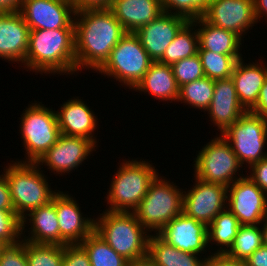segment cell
Returning <instances> with one entry per match:
<instances>
[{
	"label": "cell",
	"mask_w": 267,
	"mask_h": 266,
	"mask_svg": "<svg viewBox=\"0 0 267 266\" xmlns=\"http://www.w3.org/2000/svg\"><path fill=\"white\" fill-rule=\"evenodd\" d=\"M126 34V30L109 8L76 11V74H79V71L81 73L84 68L96 73L108 60L111 50Z\"/></svg>",
	"instance_id": "obj_1"
},
{
	"label": "cell",
	"mask_w": 267,
	"mask_h": 266,
	"mask_svg": "<svg viewBox=\"0 0 267 266\" xmlns=\"http://www.w3.org/2000/svg\"><path fill=\"white\" fill-rule=\"evenodd\" d=\"M23 67L26 71L35 72V75H75L74 28L30 30Z\"/></svg>",
	"instance_id": "obj_2"
},
{
	"label": "cell",
	"mask_w": 267,
	"mask_h": 266,
	"mask_svg": "<svg viewBox=\"0 0 267 266\" xmlns=\"http://www.w3.org/2000/svg\"><path fill=\"white\" fill-rule=\"evenodd\" d=\"M123 159L111 178L107 192L106 211L133 212L147 194L149 185L159 174L152 161Z\"/></svg>",
	"instance_id": "obj_3"
},
{
	"label": "cell",
	"mask_w": 267,
	"mask_h": 266,
	"mask_svg": "<svg viewBox=\"0 0 267 266\" xmlns=\"http://www.w3.org/2000/svg\"><path fill=\"white\" fill-rule=\"evenodd\" d=\"M95 217L94 231L126 260L144 257L148 253L150 233L133 212L103 210Z\"/></svg>",
	"instance_id": "obj_4"
},
{
	"label": "cell",
	"mask_w": 267,
	"mask_h": 266,
	"mask_svg": "<svg viewBox=\"0 0 267 266\" xmlns=\"http://www.w3.org/2000/svg\"><path fill=\"white\" fill-rule=\"evenodd\" d=\"M43 171L35 163L17 161H10L3 169L14 210L21 219L31 210L48 205L59 191L51 189Z\"/></svg>",
	"instance_id": "obj_5"
},
{
	"label": "cell",
	"mask_w": 267,
	"mask_h": 266,
	"mask_svg": "<svg viewBox=\"0 0 267 266\" xmlns=\"http://www.w3.org/2000/svg\"><path fill=\"white\" fill-rule=\"evenodd\" d=\"M164 177L161 174L156 176L149 185L147 194L133 211L150 234H157L182 213L184 189Z\"/></svg>",
	"instance_id": "obj_6"
},
{
	"label": "cell",
	"mask_w": 267,
	"mask_h": 266,
	"mask_svg": "<svg viewBox=\"0 0 267 266\" xmlns=\"http://www.w3.org/2000/svg\"><path fill=\"white\" fill-rule=\"evenodd\" d=\"M25 110V111H24ZM21 140L25 147V158L16 159L17 162L35 163L58 140L60 129L57 122L55 109H50L42 102L28 104L20 115Z\"/></svg>",
	"instance_id": "obj_7"
},
{
	"label": "cell",
	"mask_w": 267,
	"mask_h": 266,
	"mask_svg": "<svg viewBox=\"0 0 267 266\" xmlns=\"http://www.w3.org/2000/svg\"><path fill=\"white\" fill-rule=\"evenodd\" d=\"M150 58L135 33H127L111 50L108 60L96 72L134 89L151 66Z\"/></svg>",
	"instance_id": "obj_8"
},
{
	"label": "cell",
	"mask_w": 267,
	"mask_h": 266,
	"mask_svg": "<svg viewBox=\"0 0 267 266\" xmlns=\"http://www.w3.org/2000/svg\"><path fill=\"white\" fill-rule=\"evenodd\" d=\"M216 135L196 153L192 175L203 181L228 187L245 176L244 166L240 164L229 143L220 134Z\"/></svg>",
	"instance_id": "obj_9"
},
{
	"label": "cell",
	"mask_w": 267,
	"mask_h": 266,
	"mask_svg": "<svg viewBox=\"0 0 267 266\" xmlns=\"http://www.w3.org/2000/svg\"><path fill=\"white\" fill-rule=\"evenodd\" d=\"M221 136L232 147L240 164H245L244 169L267 157V120L262 116L246 111Z\"/></svg>",
	"instance_id": "obj_10"
},
{
	"label": "cell",
	"mask_w": 267,
	"mask_h": 266,
	"mask_svg": "<svg viewBox=\"0 0 267 266\" xmlns=\"http://www.w3.org/2000/svg\"><path fill=\"white\" fill-rule=\"evenodd\" d=\"M97 148V145L87 138L60 134L57 142L35 164L41 167L40 169L43 166L48 167L51 173L54 172L53 175L58 174L59 177L67 173L69 175L80 165L82 166V163H85V160L90 158L89 155L91 156Z\"/></svg>",
	"instance_id": "obj_11"
},
{
	"label": "cell",
	"mask_w": 267,
	"mask_h": 266,
	"mask_svg": "<svg viewBox=\"0 0 267 266\" xmlns=\"http://www.w3.org/2000/svg\"><path fill=\"white\" fill-rule=\"evenodd\" d=\"M194 185L183 191L182 212L208 226L214 218L227 208L225 185L209 183L193 175Z\"/></svg>",
	"instance_id": "obj_12"
},
{
	"label": "cell",
	"mask_w": 267,
	"mask_h": 266,
	"mask_svg": "<svg viewBox=\"0 0 267 266\" xmlns=\"http://www.w3.org/2000/svg\"><path fill=\"white\" fill-rule=\"evenodd\" d=\"M227 209L240 225L261 224L267 216V194L245 175L228 186Z\"/></svg>",
	"instance_id": "obj_13"
},
{
	"label": "cell",
	"mask_w": 267,
	"mask_h": 266,
	"mask_svg": "<svg viewBox=\"0 0 267 266\" xmlns=\"http://www.w3.org/2000/svg\"><path fill=\"white\" fill-rule=\"evenodd\" d=\"M19 12L30 30L74 28L76 11L70 0H23Z\"/></svg>",
	"instance_id": "obj_14"
},
{
	"label": "cell",
	"mask_w": 267,
	"mask_h": 266,
	"mask_svg": "<svg viewBox=\"0 0 267 266\" xmlns=\"http://www.w3.org/2000/svg\"><path fill=\"white\" fill-rule=\"evenodd\" d=\"M68 193L59 190L51 201L55 205L61 246L80 244L95 228V217L84 215L75 196Z\"/></svg>",
	"instance_id": "obj_15"
},
{
	"label": "cell",
	"mask_w": 267,
	"mask_h": 266,
	"mask_svg": "<svg viewBox=\"0 0 267 266\" xmlns=\"http://www.w3.org/2000/svg\"><path fill=\"white\" fill-rule=\"evenodd\" d=\"M203 18L216 27L234 32L243 40L249 29L257 24L253 0H211Z\"/></svg>",
	"instance_id": "obj_16"
},
{
	"label": "cell",
	"mask_w": 267,
	"mask_h": 266,
	"mask_svg": "<svg viewBox=\"0 0 267 266\" xmlns=\"http://www.w3.org/2000/svg\"><path fill=\"white\" fill-rule=\"evenodd\" d=\"M207 232L205 224L182 212L157 234L181 251L203 255L209 250Z\"/></svg>",
	"instance_id": "obj_17"
},
{
	"label": "cell",
	"mask_w": 267,
	"mask_h": 266,
	"mask_svg": "<svg viewBox=\"0 0 267 266\" xmlns=\"http://www.w3.org/2000/svg\"><path fill=\"white\" fill-rule=\"evenodd\" d=\"M189 20L183 16L163 12L156 19L135 32L153 61H159L180 29Z\"/></svg>",
	"instance_id": "obj_18"
},
{
	"label": "cell",
	"mask_w": 267,
	"mask_h": 266,
	"mask_svg": "<svg viewBox=\"0 0 267 266\" xmlns=\"http://www.w3.org/2000/svg\"><path fill=\"white\" fill-rule=\"evenodd\" d=\"M85 102L79 96H75L62 103L57 111L55 110L60 133L87 138L98 146L95 134L99 128L98 116Z\"/></svg>",
	"instance_id": "obj_19"
},
{
	"label": "cell",
	"mask_w": 267,
	"mask_h": 266,
	"mask_svg": "<svg viewBox=\"0 0 267 266\" xmlns=\"http://www.w3.org/2000/svg\"><path fill=\"white\" fill-rule=\"evenodd\" d=\"M30 28L21 13H0V58L23 65L29 45Z\"/></svg>",
	"instance_id": "obj_20"
},
{
	"label": "cell",
	"mask_w": 267,
	"mask_h": 266,
	"mask_svg": "<svg viewBox=\"0 0 267 266\" xmlns=\"http://www.w3.org/2000/svg\"><path fill=\"white\" fill-rule=\"evenodd\" d=\"M206 112L220 135L246 112L231 77L215 80L214 95Z\"/></svg>",
	"instance_id": "obj_21"
},
{
	"label": "cell",
	"mask_w": 267,
	"mask_h": 266,
	"mask_svg": "<svg viewBox=\"0 0 267 266\" xmlns=\"http://www.w3.org/2000/svg\"><path fill=\"white\" fill-rule=\"evenodd\" d=\"M243 59L242 57L236 62L231 78L240 104L246 111H250L256 105L267 77V63L262 61L263 57L248 64Z\"/></svg>",
	"instance_id": "obj_22"
},
{
	"label": "cell",
	"mask_w": 267,
	"mask_h": 266,
	"mask_svg": "<svg viewBox=\"0 0 267 266\" xmlns=\"http://www.w3.org/2000/svg\"><path fill=\"white\" fill-rule=\"evenodd\" d=\"M22 239L36 244L60 245V231L55 205H48L31 210L22 219ZM29 220V221H28ZM30 225L29 228L27 225ZM27 232H26V231ZM28 233L27 235L25 234ZM25 234V236H24Z\"/></svg>",
	"instance_id": "obj_23"
},
{
	"label": "cell",
	"mask_w": 267,
	"mask_h": 266,
	"mask_svg": "<svg viewBox=\"0 0 267 266\" xmlns=\"http://www.w3.org/2000/svg\"><path fill=\"white\" fill-rule=\"evenodd\" d=\"M109 9L127 33H135L163 13L161 0H112Z\"/></svg>",
	"instance_id": "obj_24"
},
{
	"label": "cell",
	"mask_w": 267,
	"mask_h": 266,
	"mask_svg": "<svg viewBox=\"0 0 267 266\" xmlns=\"http://www.w3.org/2000/svg\"><path fill=\"white\" fill-rule=\"evenodd\" d=\"M133 91L152 95V98L167 103L177 102L179 99V87L171 65L159 61L152 62Z\"/></svg>",
	"instance_id": "obj_25"
},
{
	"label": "cell",
	"mask_w": 267,
	"mask_h": 266,
	"mask_svg": "<svg viewBox=\"0 0 267 266\" xmlns=\"http://www.w3.org/2000/svg\"><path fill=\"white\" fill-rule=\"evenodd\" d=\"M198 32V50H208L213 53L225 55H242V38L223 28L216 27L208 23L203 17L191 20Z\"/></svg>",
	"instance_id": "obj_26"
},
{
	"label": "cell",
	"mask_w": 267,
	"mask_h": 266,
	"mask_svg": "<svg viewBox=\"0 0 267 266\" xmlns=\"http://www.w3.org/2000/svg\"><path fill=\"white\" fill-rule=\"evenodd\" d=\"M184 252L172 246L158 234H151L147 255L157 266H204L209 256Z\"/></svg>",
	"instance_id": "obj_27"
},
{
	"label": "cell",
	"mask_w": 267,
	"mask_h": 266,
	"mask_svg": "<svg viewBox=\"0 0 267 266\" xmlns=\"http://www.w3.org/2000/svg\"><path fill=\"white\" fill-rule=\"evenodd\" d=\"M240 223L234 214L225 209L221 211L214 220L207 226L208 247L211 254H225L232 246L237 235ZM211 244V245H210ZM218 249H213L212 245ZM214 250V251H212ZM212 251V252H211Z\"/></svg>",
	"instance_id": "obj_28"
},
{
	"label": "cell",
	"mask_w": 267,
	"mask_h": 266,
	"mask_svg": "<svg viewBox=\"0 0 267 266\" xmlns=\"http://www.w3.org/2000/svg\"><path fill=\"white\" fill-rule=\"evenodd\" d=\"M199 36L192 21H188L177 33L159 62L172 65L187 57L198 54Z\"/></svg>",
	"instance_id": "obj_29"
},
{
	"label": "cell",
	"mask_w": 267,
	"mask_h": 266,
	"mask_svg": "<svg viewBox=\"0 0 267 266\" xmlns=\"http://www.w3.org/2000/svg\"><path fill=\"white\" fill-rule=\"evenodd\" d=\"M214 83L215 80L203 77L181 86L177 103L187 104L188 107L205 113L210 107L214 95Z\"/></svg>",
	"instance_id": "obj_30"
},
{
	"label": "cell",
	"mask_w": 267,
	"mask_h": 266,
	"mask_svg": "<svg viewBox=\"0 0 267 266\" xmlns=\"http://www.w3.org/2000/svg\"><path fill=\"white\" fill-rule=\"evenodd\" d=\"M262 245L263 233L260 224L240 225L232 246L225 255L235 260L245 261Z\"/></svg>",
	"instance_id": "obj_31"
},
{
	"label": "cell",
	"mask_w": 267,
	"mask_h": 266,
	"mask_svg": "<svg viewBox=\"0 0 267 266\" xmlns=\"http://www.w3.org/2000/svg\"><path fill=\"white\" fill-rule=\"evenodd\" d=\"M80 245L87 252L91 266H126L128 261L116 253L95 231Z\"/></svg>",
	"instance_id": "obj_32"
},
{
	"label": "cell",
	"mask_w": 267,
	"mask_h": 266,
	"mask_svg": "<svg viewBox=\"0 0 267 266\" xmlns=\"http://www.w3.org/2000/svg\"><path fill=\"white\" fill-rule=\"evenodd\" d=\"M205 77L213 80L230 78L236 62L242 55H225L208 50H198Z\"/></svg>",
	"instance_id": "obj_33"
},
{
	"label": "cell",
	"mask_w": 267,
	"mask_h": 266,
	"mask_svg": "<svg viewBox=\"0 0 267 266\" xmlns=\"http://www.w3.org/2000/svg\"><path fill=\"white\" fill-rule=\"evenodd\" d=\"M28 266H62L64 246L26 242Z\"/></svg>",
	"instance_id": "obj_34"
},
{
	"label": "cell",
	"mask_w": 267,
	"mask_h": 266,
	"mask_svg": "<svg viewBox=\"0 0 267 266\" xmlns=\"http://www.w3.org/2000/svg\"><path fill=\"white\" fill-rule=\"evenodd\" d=\"M211 0H161L163 12L183 16L189 21L203 17Z\"/></svg>",
	"instance_id": "obj_35"
},
{
	"label": "cell",
	"mask_w": 267,
	"mask_h": 266,
	"mask_svg": "<svg viewBox=\"0 0 267 266\" xmlns=\"http://www.w3.org/2000/svg\"><path fill=\"white\" fill-rule=\"evenodd\" d=\"M171 67L179 88L187 83L205 77L198 54L175 62Z\"/></svg>",
	"instance_id": "obj_36"
},
{
	"label": "cell",
	"mask_w": 267,
	"mask_h": 266,
	"mask_svg": "<svg viewBox=\"0 0 267 266\" xmlns=\"http://www.w3.org/2000/svg\"><path fill=\"white\" fill-rule=\"evenodd\" d=\"M0 239L6 244L22 239V220L15 210H0Z\"/></svg>",
	"instance_id": "obj_37"
},
{
	"label": "cell",
	"mask_w": 267,
	"mask_h": 266,
	"mask_svg": "<svg viewBox=\"0 0 267 266\" xmlns=\"http://www.w3.org/2000/svg\"><path fill=\"white\" fill-rule=\"evenodd\" d=\"M0 266H28L26 258V241L6 244L1 251Z\"/></svg>",
	"instance_id": "obj_38"
},
{
	"label": "cell",
	"mask_w": 267,
	"mask_h": 266,
	"mask_svg": "<svg viewBox=\"0 0 267 266\" xmlns=\"http://www.w3.org/2000/svg\"><path fill=\"white\" fill-rule=\"evenodd\" d=\"M62 266H91L87 252L80 244H66Z\"/></svg>",
	"instance_id": "obj_39"
},
{
	"label": "cell",
	"mask_w": 267,
	"mask_h": 266,
	"mask_svg": "<svg viewBox=\"0 0 267 266\" xmlns=\"http://www.w3.org/2000/svg\"><path fill=\"white\" fill-rule=\"evenodd\" d=\"M248 176L263 192L267 194V157L248 168Z\"/></svg>",
	"instance_id": "obj_40"
},
{
	"label": "cell",
	"mask_w": 267,
	"mask_h": 266,
	"mask_svg": "<svg viewBox=\"0 0 267 266\" xmlns=\"http://www.w3.org/2000/svg\"><path fill=\"white\" fill-rule=\"evenodd\" d=\"M204 266H247L245 261L229 258L225 254H211L204 263Z\"/></svg>",
	"instance_id": "obj_41"
},
{
	"label": "cell",
	"mask_w": 267,
	"mask_h": 266,
	"mask_svg": "<svg viewBox=\"0 0 267 266\" xmlns=\"http://www.w3.org/2000/svg\"><path fill=\"white\" fill-rule=\"evenodd\" d=\"M0 210H14L9 186L3 172L0 174Z\"/></svg>",
	"instance_id": "obj_42"
},
{
	"label": "cell",
	"mask_w": 267,
	"mask_h": 266,
	"mask_svg": "<svg viewBox=\"0 0 267 266\" xmlns=\"http://www.w3.org/2000/svg\"><path fill=\"white\" fill-rule=\"evenodd\" d=\"M251 113L262 116L267 120V77L260 90L256 105L250 110Z\"/></svg>",
	"instance_id": "obj_43"
},
{
	"label": "cell",
	"mask_w": 267,
	"mask_h": 266,
	"mask_svg": "<svg viewBox=\"0 0 267 266\" xmlns=\"http://www.w3.org/2000/svg\"><path fill=\"white\" fill-rule=\"evenodd\" d=\"M75 11L83 9L109 8L112 0H71Z\"/></svg>",
	"instance_id": "obj_44"
},
{
	"label": "cell",
	"mask_w": 267,
	"mask_h": 266,
	"mask_svg": "<svg viewBox=\"0 0 267 266\" xmlns=\"http://www.w3.org/2000/svg\"><path fill=\"white\" fill-rule=\"evenodd\" d=\"M247 266H267V246L262 245L246 260Z\"/></svg>",
	"instance_id": "obj_45"
},
{
	"label": "cell",
	"mask_w": 267,
	"mask_h": 266,
	"mask_svg": "<svg viewBox=\"0 0 267 266\" xmlns=\"http://www.w3.org/2000/svg\"><path fill=\"white\" fill-rule=\"evenodd\" d=\"M23 0H0V13L17 12L22 6Z\"/></svg>",
	"instance_id": "obj_46"
},
{
	"label": "cell",
	"mask_w": 267,
	"mask_h": 266,
	"mask_svg": "<svg viewBox=\"0 0 267 266\" xmlns=\"http://www.w3.org/2000/svg\"><path fill=\"white\" fill-rule=\"evenodd\" d=\"M253 2L254 14L258 23L261 18L267 17V0H253Z\"/></svg>",
	"instance_id": "obj_47"
},
{
	"label": "cell",
	"mask_w": 267,
	"mask_h": 266,
	"mask_svg": "<svg viewBox=\"0 0 267 266\" xmlns=\"http://www.w3.org/2000/svg\"><path fill=\"white\" fill-rule=\"evenodd\" d=\"M126 266H157L153 260L148 256L127 261Z\"/></svg>",
	"instance_id": "obj_48"
},
{
	"label": "cell",
	"mask_w": 267,
	"mask_h": 266,
	"mask_svg": "<svg viewBox=\"0 0 267 266\" xmlns=\"http://www.w3.org/2000/svg\"><path fill=\"white\" fill-rule=\"evenodd\" d=\"M260 225L263 233V245L267 246V216Z\"/></svg>",
	"instance_id": "obj_49"
},
{
	"label": "cell",
	"mask_w": 267,
	"mask_h": 266,
	"mask_svg": "<svg viewBox=\"0 0 267 266\" xmlns=\"http://www.w3.org/2000/svg\"><path fill=\"white\" fill-rule=\"evenodd\" d=\"M6 245V243L0 239V256H1V251H2V248Z\"/></svg>",
	"instance_id": "obj_50"
}]
</instances>
